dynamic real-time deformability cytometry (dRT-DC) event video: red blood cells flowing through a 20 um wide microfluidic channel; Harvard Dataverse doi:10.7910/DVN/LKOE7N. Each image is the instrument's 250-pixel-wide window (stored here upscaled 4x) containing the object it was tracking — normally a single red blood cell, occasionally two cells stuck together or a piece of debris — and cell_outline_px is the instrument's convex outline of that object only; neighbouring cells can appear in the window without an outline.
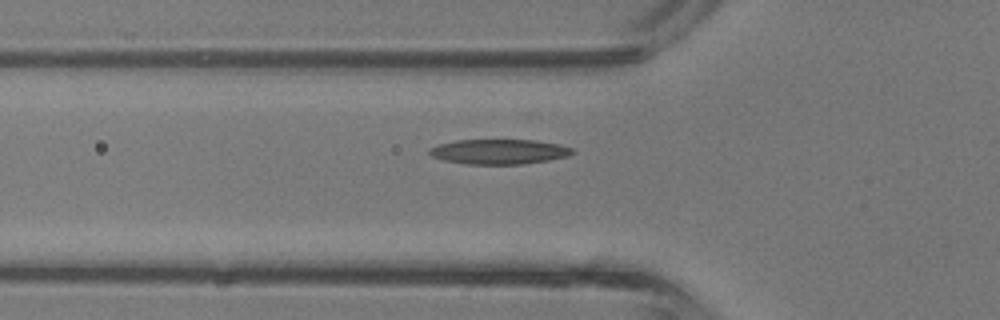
{"species": "common noctule bat (a hibernating species)", "species_latin": "Nyctalus noctula", "temperature_condition": "room temperature", "stored_images_in_passage": 32, "camera_frame_rate_fps": 3000, "um_per_image_px": 0.085, "animal": {"sex": "male", "body_mass_g": 13.3}, "frame": {"image": 1, "passage_image": 5, "time_ms": 1.333, "image_size_px": [1000, 320], "cell_outline_px": [[576, 152], [568, 156], [548, 160], [524, 164], [464, 164], [444, 160], [432, 156], [428, 152], [428, 148], [440, 144], [456, 140], [536, 140], [560, 144], [572, 148]], "centroid_in_image_um": [42.44, 12.89], "position_along_channel_um": 83.4, "area_um2": 20.87}}
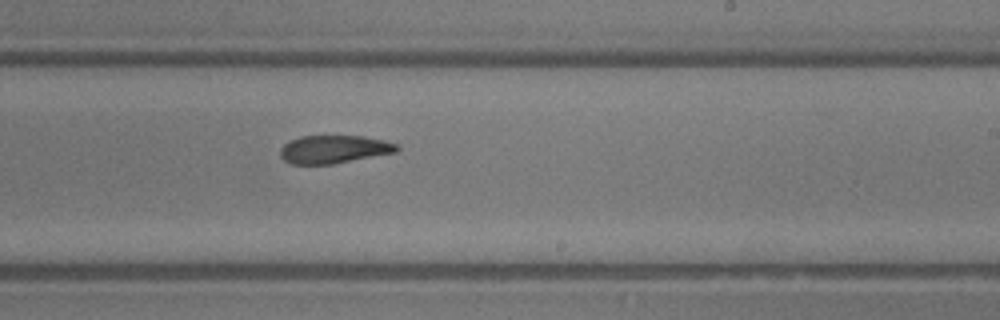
{"frame": {"image": 2, "passage_image": 16, "time_ms": 5.0, "image_size_px": [1000, 320], "cell_outline_px": [[400, 148], [396, 152], [332, 164], [292, 164], [284, 160], [280, 156], [280, 148], [284, 144], [300, 136], [364, 136], [384, 140], [400, 144]], "centroid_in_image_um": [28.41, 12.68], "position_along_channel_um": 260.6, "area_um2": 19.07}}
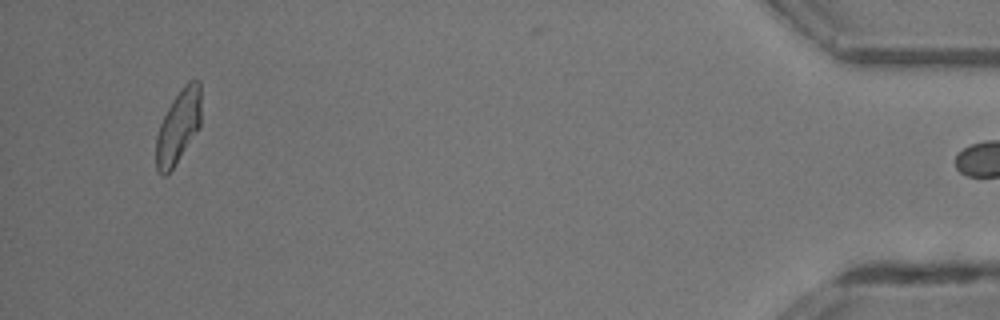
{"frame": {"image": 3, "passage_image": 31, "time_ms": 10.0, "image_size_px": [1000, 320], "cell_outline_px": [[200, 128], [172, 168], [164, 176], [156, 168], [156, 136], [160, 124], [168, 108], [184, 84], [188, 80], [200, 80]], "centroid_in_image_um": [15.17, 10.74], "position_along_channel_um": 420.0, "area_um2": 18.96}, "authors_computed_cell_mechanics": {"area_um2": 20.1433, "velocity_mm_per_s": 4.8256, "shape_relaxation_time_tau1_ms": 4.1238, "shape_relaxation_time_tau2_ms": 5.837, "deformation_change_tau1": 0.1482, "deformation_change_tau2": 0.1534}}